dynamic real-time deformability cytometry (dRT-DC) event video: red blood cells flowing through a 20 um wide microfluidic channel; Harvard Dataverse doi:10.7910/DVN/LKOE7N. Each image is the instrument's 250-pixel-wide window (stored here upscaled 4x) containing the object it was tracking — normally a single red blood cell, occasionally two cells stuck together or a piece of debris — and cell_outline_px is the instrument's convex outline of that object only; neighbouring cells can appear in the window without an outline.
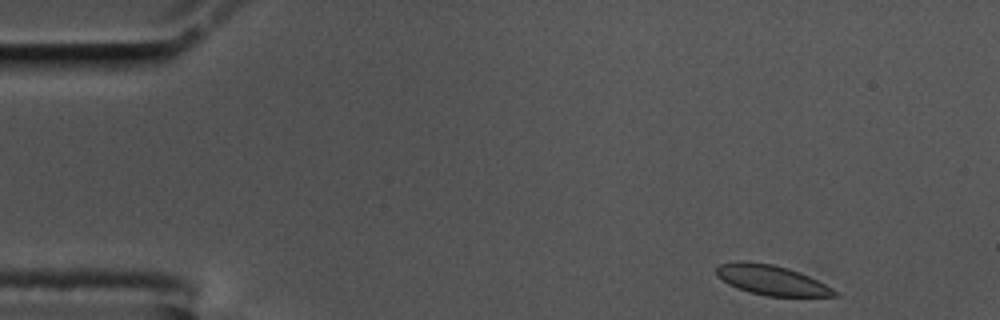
{"species": "common noctule bat (a hibernating species)", "species_latin": "Nyctalus noctula", "temperature_condition": "cold", "stored_images_in_passage": 53, "camera_frame_rate_fps": 3000, "um_per_image_px": 0.085, "animal": {"sex": "male", "body_mass_g": 17.5, "forearm_length_mm": 52.3}, "frame": {"image": 1, "passage_image": 1, "time_ms": 0.0, "image_size_px": [1000, 320], "cell_outline_px": [[840, 296], [768, 296], [748, 292], [736, 288], [728, 284], [716, 276], [716, 268], [720, 264], [740, 260], [744, 260], [772, 264], [788, 268], [800, 272], [840, 292]], "centroid_in_image_um": [65.55, 23.8], "position_along_channel_um": 19.4, "area_um2": 20.69}}
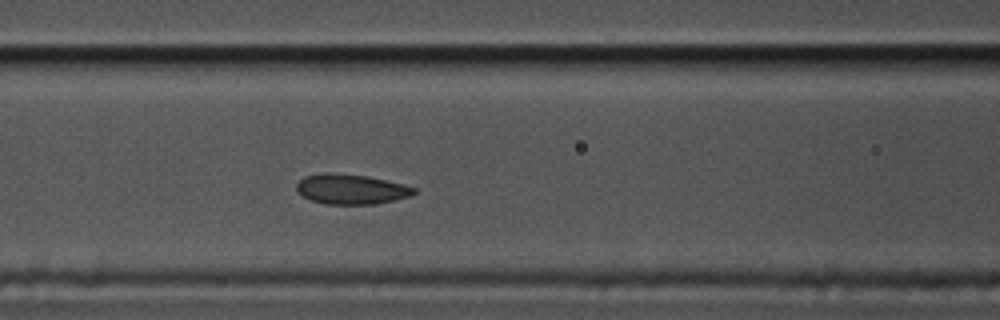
{"frame": {"image": 2, "passage_image": 19, "time_ms": 6.0, "image_size_px": [1000, 320], "cell_outline_px": [[416, 192], [412, 196], [376, 204], [324, 204], [312, 200], [304, 196], [296, 188], [296, 184], [304, 176], [324, 172], [332, 172], [368, 176], [404, 184], [416, 188]], "centroid_in_image_um": [29.87, 16.07], "position_along_channel_um": 136.7, "area_um2": 20.63}}
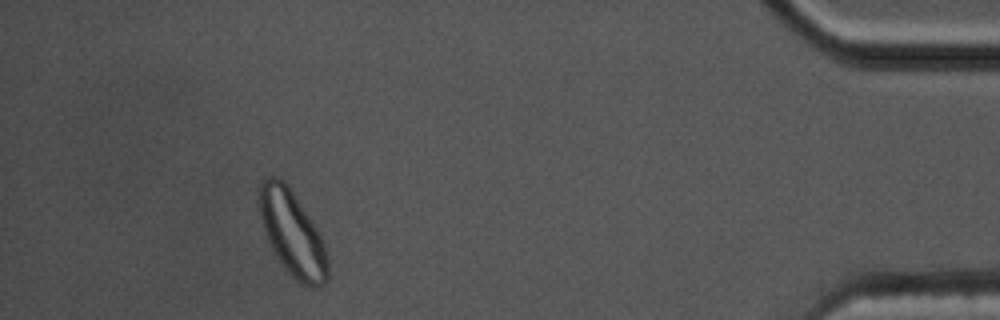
{"frame": {"image": 3, "passage_image": 48, "time_ms": 15.667, "image_size_px": [1000, 320], "cell_outline_px": [[328, 280], [324, 284], [316, 288], [312, 288], [304, 284], [288, 272], [272, 248], [268, 240], [256, 204], [256, 192], [260, 184], [268, 176], [276, 176], [284, 180], [288, 184], [316, 228], [324, 244], [328, 260]], "centroid_in_image_um": [24.82, 19.78], "position_along_channel_um": 410.4, "area_um2": 33.87}, "authors_computed_cell_mechanics": {"area_um2": 21.0392, "velocity_mm_per_s": 3.4408, "shape_relaxation_time_tau1_ms": 4.5605, "shape_relaxation_time_tau2_ms": null, "deformation_change_tau1": 0.0854, "deformation_change_tau2": null}}